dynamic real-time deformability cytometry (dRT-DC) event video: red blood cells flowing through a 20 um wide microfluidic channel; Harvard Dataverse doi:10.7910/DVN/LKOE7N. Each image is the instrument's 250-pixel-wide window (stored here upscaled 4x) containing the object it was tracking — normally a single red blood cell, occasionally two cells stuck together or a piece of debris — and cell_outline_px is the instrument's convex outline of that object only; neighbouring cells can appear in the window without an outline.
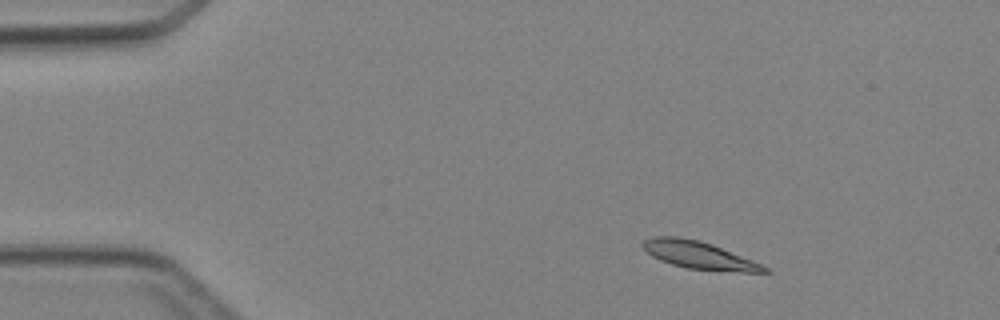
{"species": "Egyptian fruit bat (a non-hibernating species)", "species_latin": "Rousettus aegyptiacus", "temperature_condition": "cold", "stored_images_in_passage": 4, "camera_frame_rate_fps": 3000, "um_per_image_px": 0.085, "animal": {"sex": "female"}, "frame": {"image": 1, "passage_image": 2, "time_ms": 1.0, "image_size_px": [1000, 320], "cell_outline_px": [[772, 272], [740, 272], [688, 268], [672, 264], [660, 260], [652, 256], [640, 244], [644, 240], [652, 236], [676, 236], [700, 240], [712, 244], [752, 260], [768, 268]], "centroid_in_image_um": [59.39, 21.67], "position_along_channel_um": 25.6, "area_um2": 19.31}}
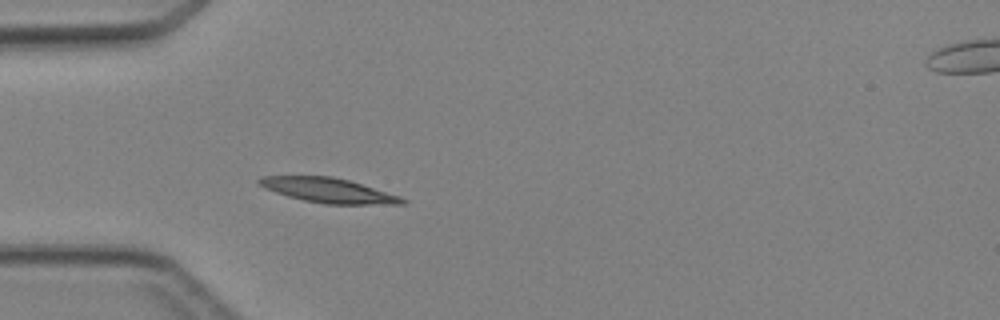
{"frame": {"image": 2, "passage_image": 4, "time_ms": 3.333, "image_size_px": [1000, 320], "cell_outline_px": [[408, 200], [404, 204], [324, 204], [304, 200], [288, 196], [264, 188], [256, 180], [264, 176], [332, 176], [348, 180], [400, 196]], "centroid_in_image_um": [27.92, 16.18], "position_along_channel_um": 57.1, "area_um2": 20.35}}